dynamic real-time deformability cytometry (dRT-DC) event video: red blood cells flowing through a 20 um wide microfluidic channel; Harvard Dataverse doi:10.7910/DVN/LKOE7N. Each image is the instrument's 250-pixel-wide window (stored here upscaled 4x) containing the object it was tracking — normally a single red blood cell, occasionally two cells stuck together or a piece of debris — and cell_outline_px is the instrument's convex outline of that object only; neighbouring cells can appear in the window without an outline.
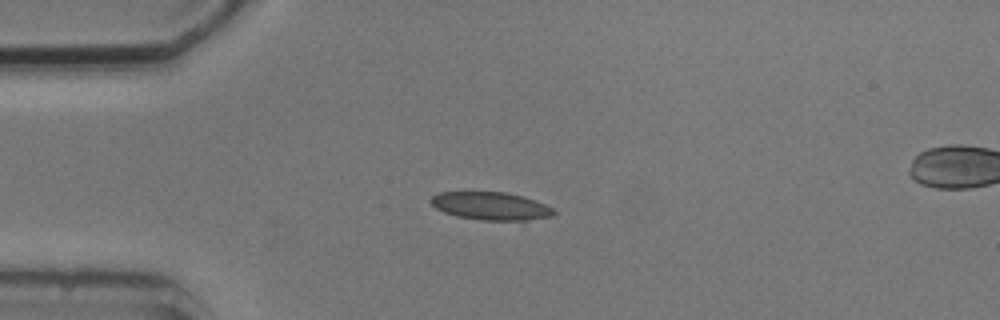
{"species": "common noctule bat (a hibernating species)", "species_latin": "Nyctalus noctula", "temperature_condition": "cold", "stored_images_in_passage": 5, "camera_frame_rate_fps": 3000, "um_per_image_px": 0.085, "animal": {"sex": "male", "body_mass_g": 20.5, "forearm_length_mm": 52.5}, "frame": {"image": 1, "passage_image": 1, "time_ms": 0.0, "image_size_px": [1000, 320], "cell_outline_px": [[556, 212], [552, 216], [524, 220], [480, 220], [456, 216], [444, 212], [436, 208], [428, 200], [432, 196], [440, 192], [504, 192], [524, 196], [536, 200], [552, 208]], "centroid_in_image_um": [41.7, 17.5], "position_along_channel_um": 43.3, "area_um2": 19.94}}
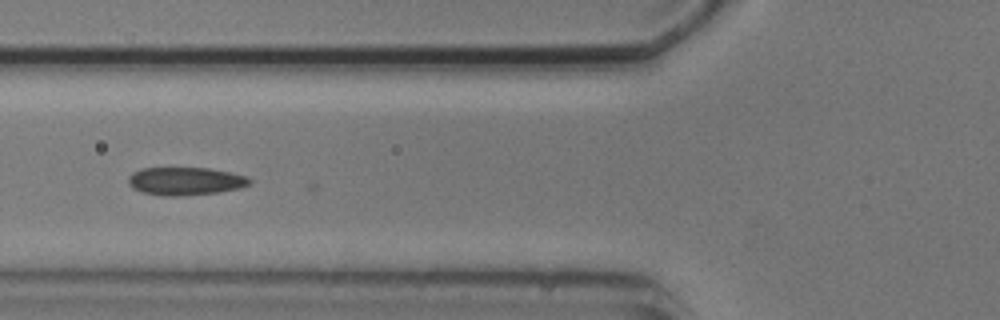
{"frame": {"image": 2, "passage_image": 3, "time_ms": 2.333, "image_size_px": [1000, 320], "cell_outline_px": [[252, 184], [240, 188], [220, 192], [180, 196], [160, 196], [144, 192], [132, 188], [128, 184], [128, 176], [132, 172], [140, 168], [208, 168], [248, 176], [252, 180]], "centroid_in_image_um": [15.76, 15.4], "position_along_channel_um": 110.0, "area_um2": 20.0}}
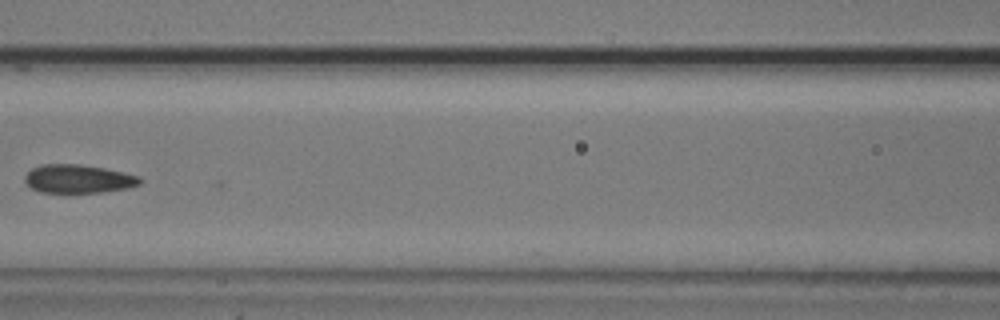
{"frame": {"image": 3, "passage_image": 4, "time_ms": 3.667, "image_size_px": [1000, 320], "cell_outline_px": [[144, 180], [140, 184], [128, 188], [104, 192], [40, 192], [32, 188], [24, 180], [24, 176], [32, 168], [40, 164], [80, 164], [104, 168], [124, 172], [140, 176]], "centroid_in_image_um": [6.69, 15.19], "position_along_channel_um": 159.9, "area_um2": 19.19}}